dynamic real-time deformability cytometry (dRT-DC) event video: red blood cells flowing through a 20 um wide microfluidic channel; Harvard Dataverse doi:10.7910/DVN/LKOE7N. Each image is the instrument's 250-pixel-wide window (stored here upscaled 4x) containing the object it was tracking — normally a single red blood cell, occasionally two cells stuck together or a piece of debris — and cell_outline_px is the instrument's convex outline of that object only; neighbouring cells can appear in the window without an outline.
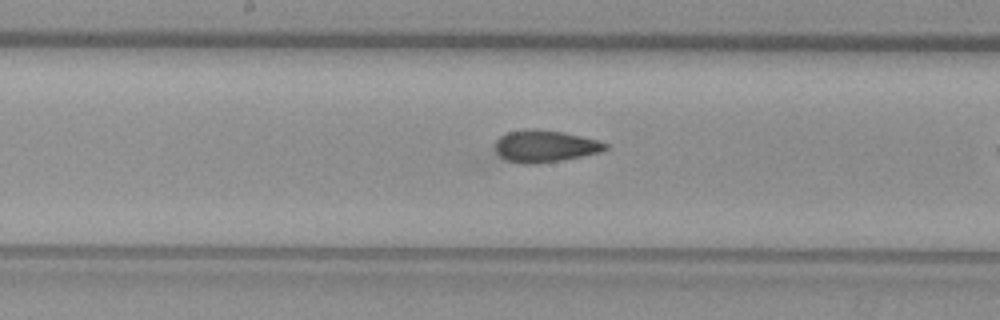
{"species": "common noctule bat (a hibernating species)", "species_latin": "Nyctalus noctula", "temperature_condition": "warm", "stored_images_in_passage": 34, "camera_frame_rate_fps": 3000, "um_per_image_px": 0.085, "animal": {"sex": "female", "body_mass_g": 29.2, "forearm_length_mm": 56.3}, "frame": {"image": 1, "passage_image": 33, "time_ms": 10.667, "image_size_px": [1000, 320], "cell_outline_px": [[608, 148], [600, 152], [560, 160], [536, 164], [520, 164], [504, 160], [496, 156], [492, 148], [496, 140], [500, 136], [508, 132], [536, 128], [564, 132], [600, 140], [608, 144]], "centroid_in_image_um": [46.25, 12.43], "position_along_channel_um": 202.0, "area_um2": 20.98}}